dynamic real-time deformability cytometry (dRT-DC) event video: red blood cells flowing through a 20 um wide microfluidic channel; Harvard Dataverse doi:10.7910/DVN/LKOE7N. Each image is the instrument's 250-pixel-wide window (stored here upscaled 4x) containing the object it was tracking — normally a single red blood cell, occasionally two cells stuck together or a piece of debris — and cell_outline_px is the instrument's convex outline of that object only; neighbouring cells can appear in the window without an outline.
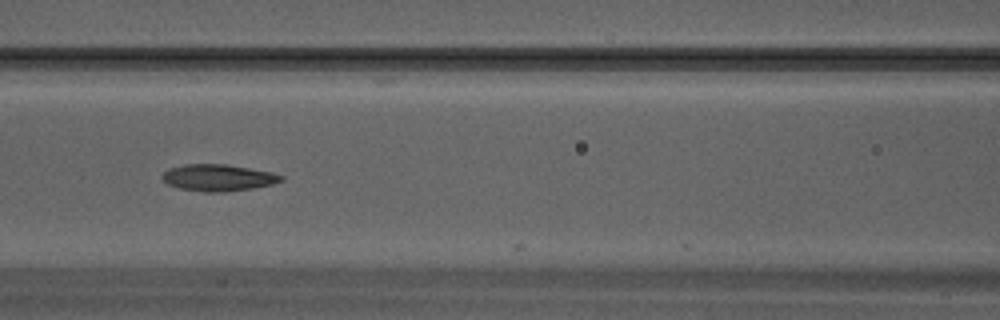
{"species": "Egyptian fruit bat (a non-hibernating species)", "species_latin": "Rousettus aegyptiacus", "temperature_condition": "warm", "stored_images_in_passage": 32, "camera_frame_rate_fps": 3000, "um_per_image_px": 0.085, "animal": {"sex": "male"}, "frame": {"image": 1, "passage_image": 14, "time_ms": 4.333, "image_size_px": [1000, 320], "cell_outline_px": [[284, 180], [272, 184], [252, 188], [224, 192], [200, 192], [180, 188], [168, 184], [160, 176], [168, 168], [184, 164], [224, 164], [272, 172], [284, 176]], "centroid_in_image_um": [18.53, 15.1], "position_along_channel_um": 148.1, "area_um2": 18.5}}
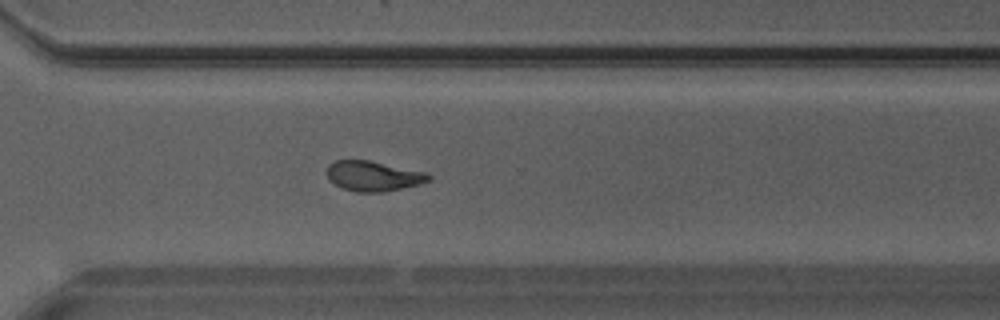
{"frame": {"image": 2, "passage_image": 23, "time_ms": 7.333, "image_size_px": [1000, 320], "cell_outline_px": [[432, 176], [428, 180], [420, 184], [384, 192], [356, 192], [344, 188], [328, 180], [328, 164], [336, 160], [368, 160], [428, 172]], "centroid_in_image_um": [31.75, 14.96], "position_along_channel_um": 338.8, "area_um2": 17.8}}